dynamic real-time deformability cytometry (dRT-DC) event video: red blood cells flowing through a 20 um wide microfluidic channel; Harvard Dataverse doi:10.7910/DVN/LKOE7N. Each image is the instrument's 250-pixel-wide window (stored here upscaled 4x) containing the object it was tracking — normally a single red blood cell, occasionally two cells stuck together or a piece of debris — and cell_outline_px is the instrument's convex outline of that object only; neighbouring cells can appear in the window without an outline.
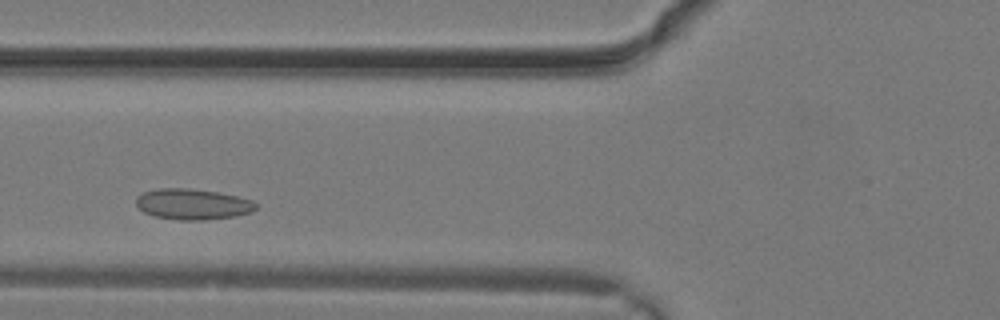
{"species": "common noctule bat (a hibernating species)", "species_latin": "Nyctalus noctula", "temperature_condition": "warm", "stored_images_in_passage": 12, "camera_frame_rate_fps": 3000, "um_per_image_px": 0.085, "animal": {"sex": "male", "body_mass_g": 19.2, "forearm_length_mm": 51.8}, "frame": {"image": 1, "passage_image": 7, "time_ms": 2.0, "image_size_px": [1000, 320], "cell_outline_px": [[256, 208], [252, 212], [236, 216], [204, 220], [176, 220], [156, 216], [144, 212], [136, 208], [136, 196], [144, 192], [156, 188], [188, 188], [220, 192], [252, 200], [256, 204]], "centroid_in_image_um": [16.35, 17.35], "position_along_channel_um": 109.4, "area_um2": 21.68}}
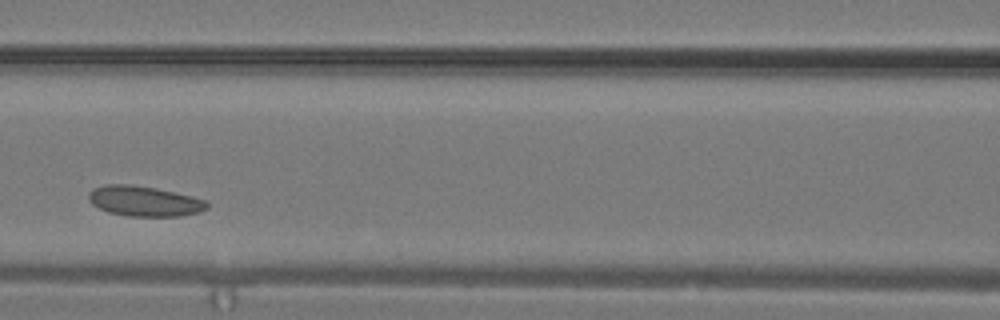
{"frame": {"image": 2, "passage_image": 9, "time_ms": 2.667, "image_size_px": [1000, 320], "cell_outline_px": [[208, 208], [200, 212], [180, 216], [128, 216], [108, 212], [92, 204], [88, 200], [88, 192], [92, 188], [108, 184], [128, 184], [156, 188], [192, 196], [204, 200], [208, 204]], "centroid_in_image_um": [12.24, 17.09], "position_along_channel_um": 154.4, "area_um2": 20.87}}
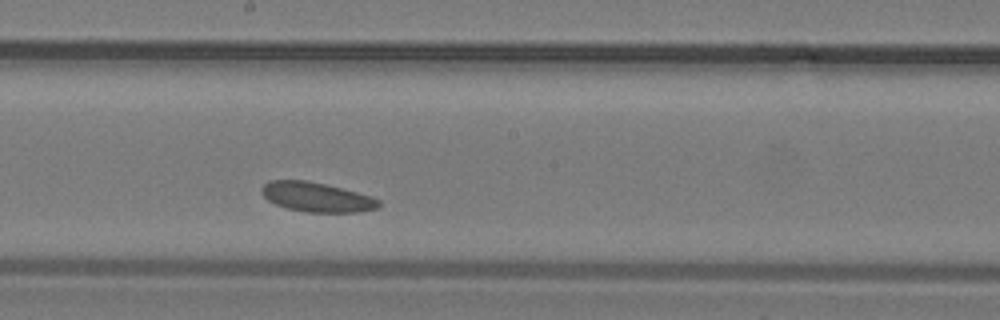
{"frame": {"image": 3, "passage_image": 12, "time_ms": 3.667, "image_size_px": [1000, 320], "cell_outline_px": [[380, 204], [376, 208], [356, 212], [308, 212], [288, 208], [276, 204], [268, 200], [260, 192], [260, 188], [264, 184], [272, 180], [308, 180], [372, 196], [380, 200]], "centroid_in_image_um": [26.89, 16.74], "position_along_channel_um": 221.3, "area_um2": 19.94}}